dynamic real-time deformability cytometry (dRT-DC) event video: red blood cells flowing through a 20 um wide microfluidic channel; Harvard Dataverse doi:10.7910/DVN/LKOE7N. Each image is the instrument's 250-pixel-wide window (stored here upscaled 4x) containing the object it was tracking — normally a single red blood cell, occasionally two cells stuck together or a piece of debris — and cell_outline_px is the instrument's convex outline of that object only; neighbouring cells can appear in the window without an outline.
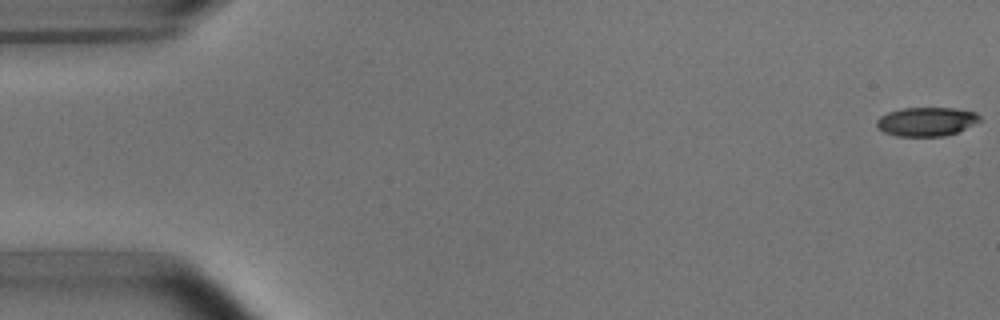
{"species": "common noctule bat (a hibernating species)", "species_latin": "Nyctalus noctula", "temperature_condition": "room temperature", "stored_images_in_passage": 6, "camera_frame_rate_fps": 3000, "um_per_image_px": 0.085, "animal": {"sex": "male", "body_mass_g": 15.6}, "frame": {"image": 1, "passage_image": 1, "time_ms": 0.0, "image_size_px": [1000, 320], "cell_outline_px": [[980, 120], [956, 132], [944, 136], [896, 136], [884, 132], [876, 128], [876, 120], [880, 116], [888, 112], [900, 108], [956, 108], [976, 112], [980, 116]], "centroid_in_image_um": [78.69, 10.33], "position_along_channel_um": 6.3, "area_um2": 17.34}}
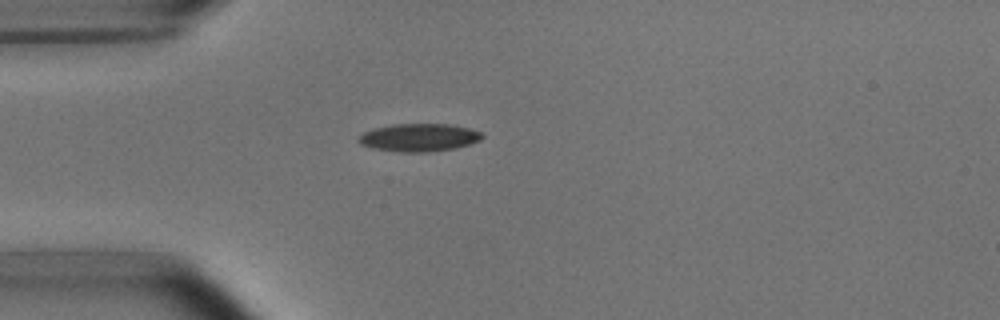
{"frame": {"image": 2, "passage_image": 5, "time_ms": 4.667, "image_size_px": [1000, 320], "cell_outline_px": [[484, 136], [480, 140], [472, 144], [456, 148], [424, 152], [400, 152], [372, 148], [360, 144], [356, 140], [364, 132], [376, 128], [392, 124], [448, 124], [468, 128], [480, 132]], "centroid_in_image_um": [35.62, 11.69], "position_along_channel_um": 49.4, "area_um2": 20.0}}